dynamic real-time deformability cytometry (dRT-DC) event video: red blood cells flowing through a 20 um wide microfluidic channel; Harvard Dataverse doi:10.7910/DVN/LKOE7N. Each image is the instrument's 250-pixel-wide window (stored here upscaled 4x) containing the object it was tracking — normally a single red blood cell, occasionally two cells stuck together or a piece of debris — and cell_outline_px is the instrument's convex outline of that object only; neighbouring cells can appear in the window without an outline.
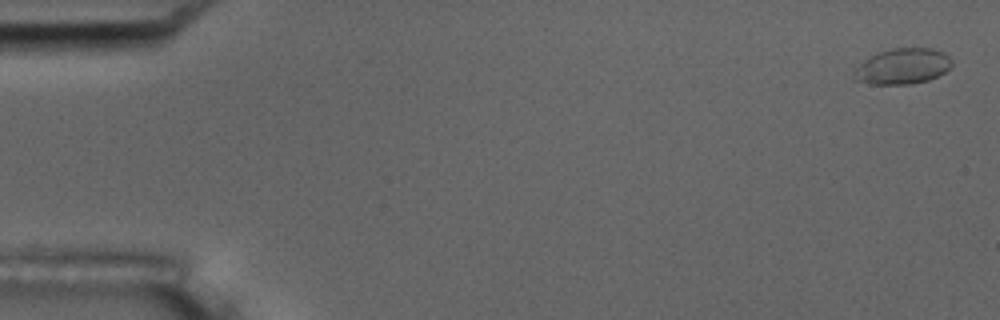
{"species": "common noctule bat (a hibernating species)", "species_latin": "Nyctalus noctula", "temperature_condition": "room temperature", "stored_images_in_passage": 51, "camera_frame_rate_fps": 3000, "um_per_image_px": 0.085, "animal": {"sex": "male", "body_mass_g": 17.5, "forearm_length_mm": 52.3}, "frame": {"image": 1, "passage_image": 2, "time_ms": 0.333, "image_size_px": [1000, 320], "cell_outline_px": [[952, 64], [944, 72], [928, 80], [912, 84], [872, 84], [852, 80], [852, 72], [864, 60], [880, 52], [892, 48], [928, 48], [944, 52], [952, 60]], "centroid_in_image_um": [76.69, 5.65], "position_along_channel_um": 8.3, "area_um2": 20.29}}
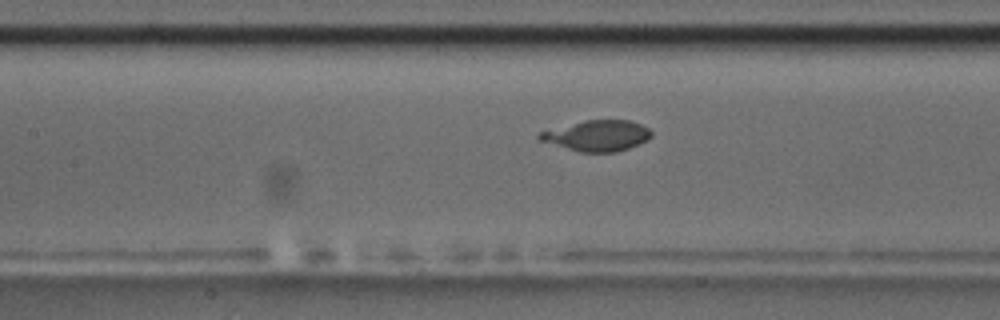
{"frame": {"image": 2, "passage_image": 26, "time_ms": 8.333, "image_size_px": [1000, 320], "cell_outline_px": [[652, 136], [648, 140], [628, 148], [616, 152], [580, 152], [536, 140], [536, 136], [540, 132], [584, 120], [628, 120], [640, 124], [648, 128], [652, 132]], "centroid_in_image_um": [50.74, 11.54], "position_along_channel_um": 156.7, "area_um2": 20.06}}
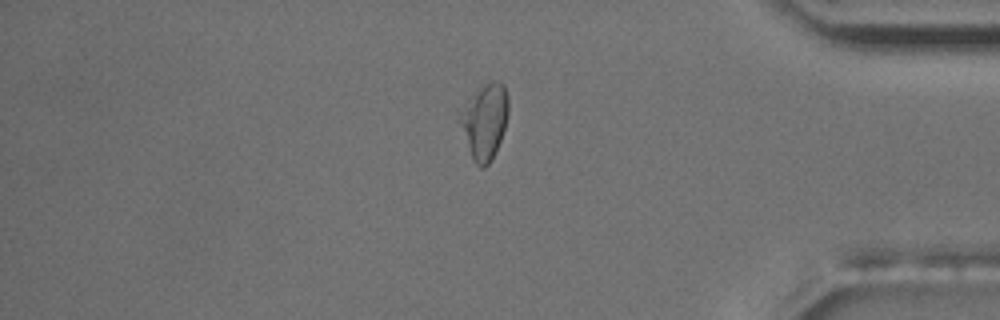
{"frame": {"image": 3, "passage_image": 48, "time_ms": 15.667, "image_size_px": [1000, 320], "cell_outline_px": [[508, 112], [504, 128], [500, 140], [488, 164], [484, 168], [480, 168], [472, 160], [460, 124], [460, 112], [480, 84], [488, 80], [496, 80], [504, 84], [508, 96]], "centroid_in_image_um": [41.2, 10.25], "position_along_channel_um": 394.0, "area_um2": 21.1}}